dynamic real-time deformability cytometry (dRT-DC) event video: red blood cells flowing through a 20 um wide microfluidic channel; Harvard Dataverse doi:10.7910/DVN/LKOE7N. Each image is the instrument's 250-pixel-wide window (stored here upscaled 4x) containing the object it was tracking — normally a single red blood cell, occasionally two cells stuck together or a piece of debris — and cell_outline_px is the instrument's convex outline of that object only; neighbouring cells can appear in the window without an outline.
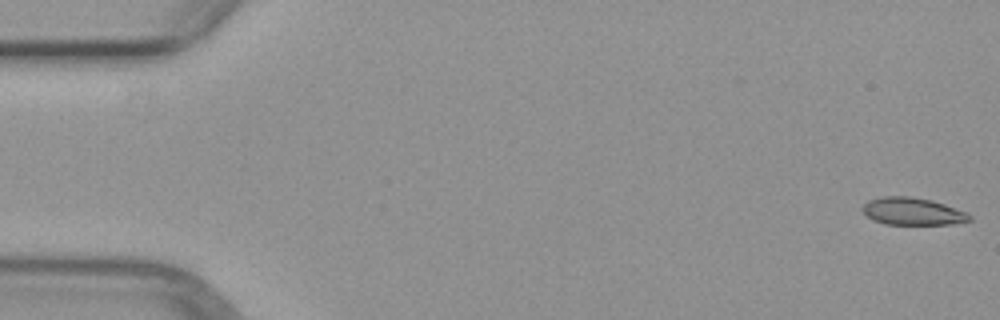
{"species": "common noctule bat (a hibernating species)", "species_latin": "Nyctalus noctula", "temperature_condition": "warm", "stored_images_in_passage": 5, "camera_frame_rate_fps": 3000, "um_per_image_px": 0.085, "animal": {"sex": "female", "body_mass_g": 29.2, "forearm_length_mm": 56.3}, "frame": {"image": 1, "passage_image": 1, "time_ms": 0.0, "image_size_px": [1000, 320], "cell_outline_px": [[972, 220], [952, 224], [884, 224], [872, 220], [860, 208], [868, 200], [884, 196], [912, 196], [932, 200], [944, 204], [964, 212], [972, 216]], "centroid_in_image_um": [77.53, 17.96], "position_along_channel_um": 7.5, "area_um2": 17.05}}
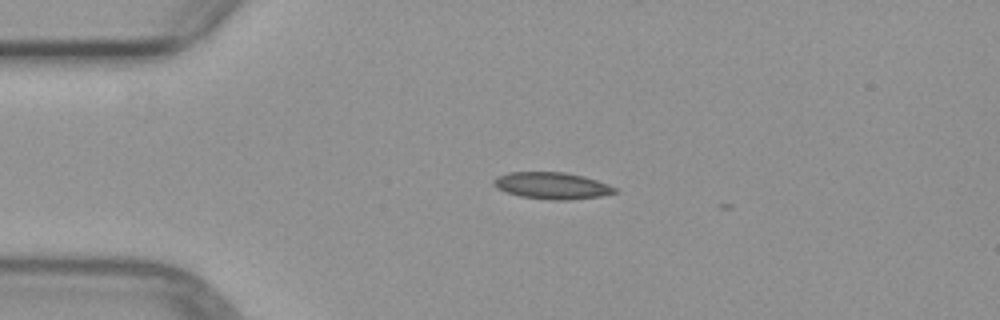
{"frame": {"image": 2, "passage_image": 4, "time_ms": 3.667, "image_size_px": [1000, 320], "cell_outline_px": [[616, 192], [600, 196], [568, 200], [552, 200], [520, 196], [504, 192], [496, 188], [492, 184], [492, 180], [496, 176], [508, 172], [564, 172], [584, 176], [608, 184], [616, 188]], "centroid_in_image_um": [46.85, 15.77], "position_along_channel_um": 38.1, "area_um2": 18.96}}